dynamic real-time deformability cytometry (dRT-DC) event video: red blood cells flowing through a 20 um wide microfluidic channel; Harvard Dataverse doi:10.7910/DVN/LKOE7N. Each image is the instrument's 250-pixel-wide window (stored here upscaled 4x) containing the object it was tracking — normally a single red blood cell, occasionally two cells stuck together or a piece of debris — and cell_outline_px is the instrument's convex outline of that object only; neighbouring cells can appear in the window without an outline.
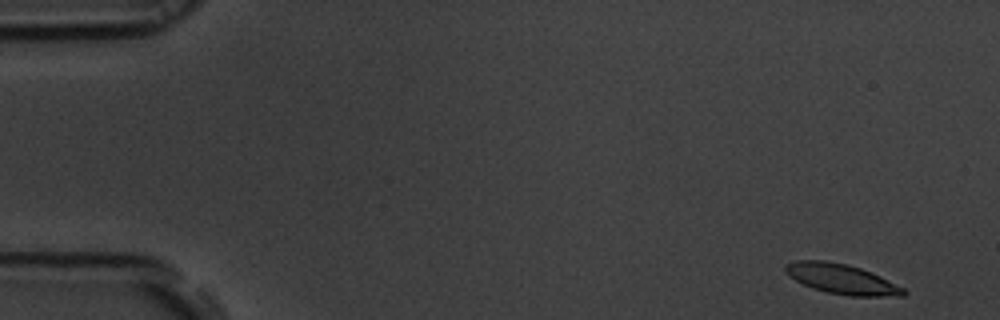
{"species": "common noctule bat (a hibernating species)", "species_latin": "Nyctalus noctula", "temperature_condition": "room temperature", "stored_images_in_passage": 54, "camera_frame_rate_fps": 3000, "um_per_image_px": 0.085, "animal": {"sex": "male", "body_mass_g": 19.5, "forearm_length_mm": 54.6}, "frame": {"image": 1, "passage_image": 2, "time_ms": 0.333, "image_size_px": [1000, 320], "cell_outline_px": [[908, 292], [904, 296], [852, 296], [828, 292], [812, 288], [788, 276], [784, 272], [784, 264], [792, 260], [824, 260], [848, 264], [860, 268], [880, 276], [904, 288]], "centroid_in_image_um": [71.51, 23.7], "position_along_channel_um": 13.5, "area_um2": 20.69}}
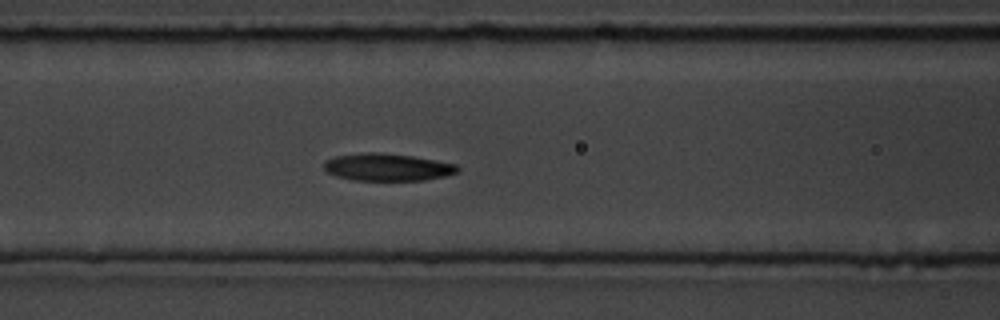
{"frame": {"image": 2, "passage_image": 22, "time_ms": 7.0, "image_size_px": [1000, 320], "cell_outline_px": [[460, 172], [444, 176], [424, 180], [352, 180], [336, 176], [328, 172], [324, 168], [324, 160], [336, 156], [368, 152], [380, 152], [412, 156], [436, 160], [456, 164], [460, 168]], "centroid_in_image_um": [32.94, 14.21], "position_along_channel_um": 133.7, "area_um2": 21.33}}
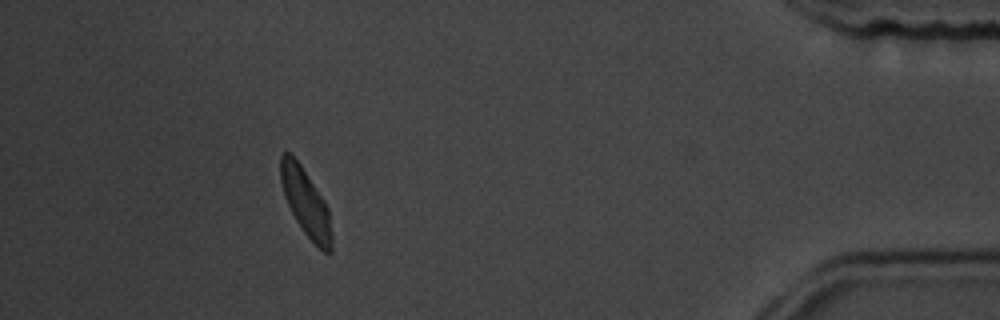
{"frame": {"image": 3, "passage_image": 49, "time_ms": 16.0, "image_size_px": [1000, 320], "cell_outline_px": [[332, 252], [324, 252], [304, 232], [296, 220], [284, 196], [280, 180], [280, 152], [288, 152], [300, 164], [324, 200], [328, 208], [332, 236]], "centroid_in_image_um": [25.98, 17.2], "position_along_channel_um": 409.2, "area_um2": 19.71}, "authors_computed_cell_mechanics": {"area_um2": 20.6924, "velocity_mm_per_s": 3.6786, "shape_relaxation_time_tau1_ms": 1.9879, "shape_relaxation_time_tau2_ms": null, "deformation_change_tau1": 0.1147, "deformation_change_tau2": null}}